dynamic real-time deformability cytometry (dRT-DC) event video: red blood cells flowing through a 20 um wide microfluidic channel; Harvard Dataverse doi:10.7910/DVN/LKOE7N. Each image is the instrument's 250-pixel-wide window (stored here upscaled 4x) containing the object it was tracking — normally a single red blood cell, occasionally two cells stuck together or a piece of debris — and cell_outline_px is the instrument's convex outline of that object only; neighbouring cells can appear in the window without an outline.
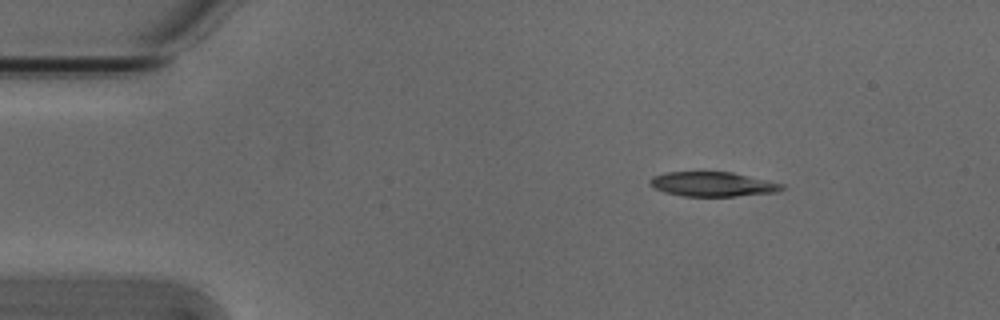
{"species": "Egyptian fruit bat (a non-hibernating species)", "species_latin": "Rousettus aegyptiacus", "temperature_condition": "cold", "stored_images_in_passage": 46, "camera_frame_rate_fps": 3000, "um_per_image_px": 0.085, "animal": {"sex": "male"}, "frame": {"image": 1, "passage_image": 1, "time_ms": 0.0, "image_size_px": [1000, 320], "cell_outline_px": [[788, 188], [776, 192], [736, 196], [684, 196], [664, 192], [648, 184], [648, 180], [652, 176], [668, 172], [732, 172], [768, 180], [784, 184]], "centroid_in_image_um": [60.6, 15.65], "position_along_channel_um": 24.4, "area_um2": 18.96}}
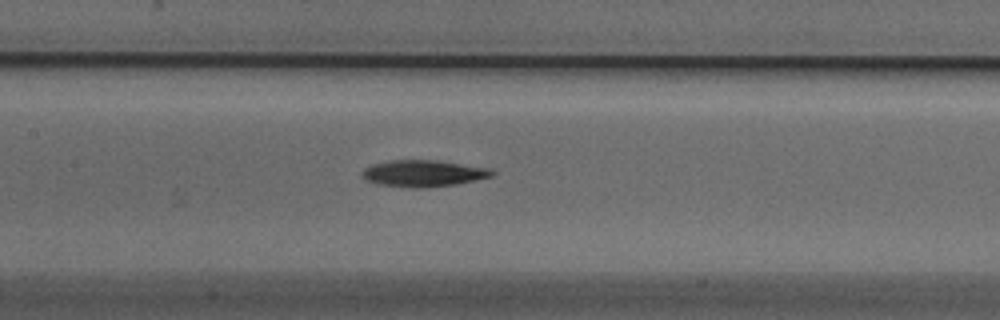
{"frame": {"image": 2, "passage_image": 18, "time_ms": 5.667, "image_size_px": [1000, 320], "cell_outline_px": [[496, 172], [492, 176], [476, 180], [456, 184], [420, 188], [416, 188], [380, 184], [368, 180], [360, 176], [360, 172], [364, 168], [372, 164], [388, 160], [440, 160], [488, 168]], "centroid_in_image_um": [35.97, 14.72], "position_along_channel_um": 171.4, "area_um2": 20.11}}
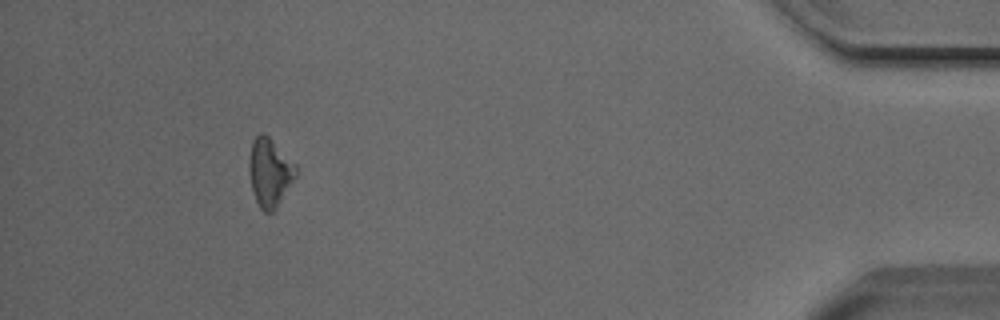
{"frame": {"image": 3, "passage_image": 42, "time_ms": 13.667, "image_size_px": [1000, 320], "cell_outline_px": [[296, 176], [276, 208], [272, 212], [264, 212], [260, 208], [256, 200], [252, 188], [248, 168], [248, 160], [252, 140], [260, 132], [268, 136], [296, 164]], "centroid_in_image_um": [22.91, 14.64], "position_along_channel_um": 412.3, "area_um2": 18.5}, "authors_computed_cell_mechanics": {"area_um2": 19.363, "velocity_mm_per_s": 3.8203, "shape_relaxation_time_tau1_ms": 4.2997, "shape_relaxation_time_tau2_ms": null, "deformation_change_tau1": 0.1084, "deformation_change_tau2": null}}